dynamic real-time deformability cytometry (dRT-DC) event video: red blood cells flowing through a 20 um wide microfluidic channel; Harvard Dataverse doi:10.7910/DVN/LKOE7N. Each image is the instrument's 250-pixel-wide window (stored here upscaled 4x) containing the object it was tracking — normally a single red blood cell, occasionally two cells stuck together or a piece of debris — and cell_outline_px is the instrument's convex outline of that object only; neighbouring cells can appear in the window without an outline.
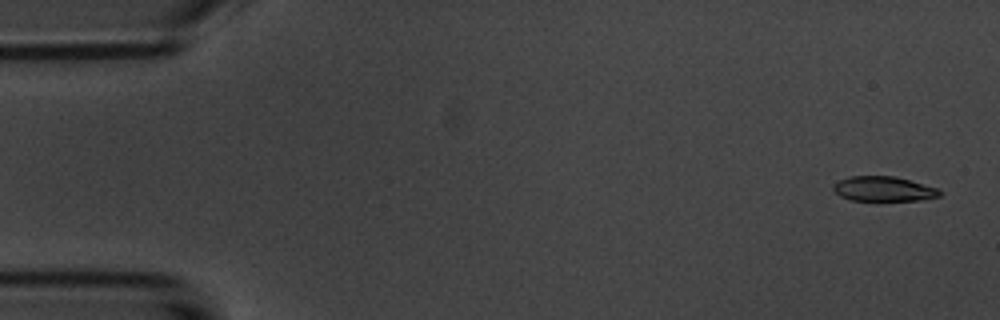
{"species": "common noctule bat (a hibernating species)", "species_latin": "Nyctalus noctula", "temperature_condition": "room temperature", "stored_images_in_passage": 4, "camera_frame_rate_fps": 3000, "um_per_image_px": 0.085, "animal": {"sex": "male", "body_mass_g": 20.1, "forearm_length_mm": 53.5}, "frame": {"image": 1, "passage_image": 1, "time_ms": 0.0, "image_size_px": [1000, 320], "cell_outline_px": [[944, 192], [940, 196], [920, 200], [852, 200], [840, 196], [832, 188], [832, 184], [848, 176], [896, 176], [936, 188]], "centroid_in_image_um": [75.09, 16.05], "position_along_channel_um": 9.9, "area_um2": 15.32}}